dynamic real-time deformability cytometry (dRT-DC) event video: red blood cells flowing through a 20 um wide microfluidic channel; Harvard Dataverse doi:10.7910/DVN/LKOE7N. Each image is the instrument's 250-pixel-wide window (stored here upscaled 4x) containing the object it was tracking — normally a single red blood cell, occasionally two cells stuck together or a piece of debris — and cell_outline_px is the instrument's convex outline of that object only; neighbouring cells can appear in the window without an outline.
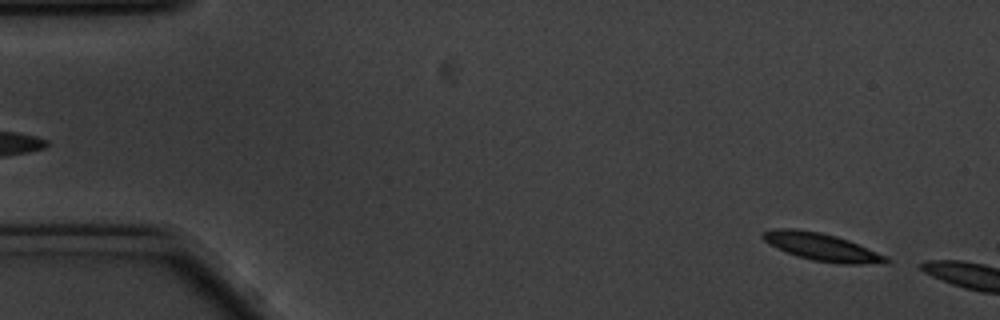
{"species": "common noctule bat (a hibernating species)", "species_latin": "Nyctalus noctula", "temperature_condition": "cold", "stored_images_in_passage": 6, "camera_frame_rate_fps": 3000, "um_per_image_px": 0.085, "animal": {"sex": "male", "body_mass_g": 20.1, "forearm_length_mm": 53.5}, "frame": {"image": 1, "passage_image": 3, "time_ms": 0.667, "image_size_px": [1000, 320], "cell_outline_px": [[892, 260], [888, 264], [840, 264], [812, 260], [796, 256], [776, 248], [764, 240], [760, 236], [760, 232], [776, 228], [796, 228], [820, 232], [836, 236], [848, 240], [888, 256]], "centroid_in_image_um": [69.87, 21.0], "position_along_channel_um": 15.1, "area_um2": 20.17}}